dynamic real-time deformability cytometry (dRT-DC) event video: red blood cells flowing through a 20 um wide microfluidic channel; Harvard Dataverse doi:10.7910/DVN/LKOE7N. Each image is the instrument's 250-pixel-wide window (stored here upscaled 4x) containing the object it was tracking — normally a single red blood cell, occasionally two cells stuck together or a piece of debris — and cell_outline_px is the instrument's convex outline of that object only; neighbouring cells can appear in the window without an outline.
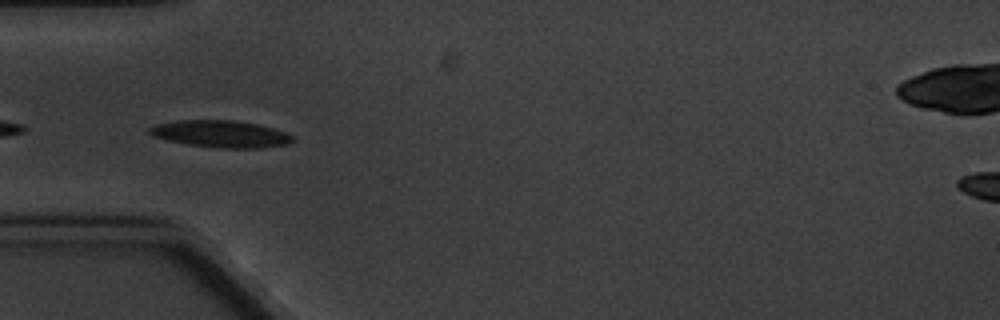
{"species": "common noctule bat (a hibernating species)", "species_latin": "Nyctalus noctula", "temperature_condition": "cold", "stored_images_in_passage": 7, "camera_frame_rate_fps": 3000, "um_per_image_px": 0.085, "animal": {"sex": "male", "body_mass_g": 20.1, "forearm_length_mm": 53.5}, "frame": {"image": 1, "passage_image": 6, "time_ms": 5.667, "image_size_px": [1000, 320], "cell_outline_px": [[292, 140], [288, 144], [260, 148], [216, 148], [188, 144], [168, 140], [152, 136], [148, 132], [148, 128], [156, 124], [180, 120], [232, 120], [256, 124], [272, 128], [284, 132], [292, 136]], "centroid_in_image_um": [18.72, 11.39], "position_along_channel_um": 66.3, "area_um2": 22.31}}